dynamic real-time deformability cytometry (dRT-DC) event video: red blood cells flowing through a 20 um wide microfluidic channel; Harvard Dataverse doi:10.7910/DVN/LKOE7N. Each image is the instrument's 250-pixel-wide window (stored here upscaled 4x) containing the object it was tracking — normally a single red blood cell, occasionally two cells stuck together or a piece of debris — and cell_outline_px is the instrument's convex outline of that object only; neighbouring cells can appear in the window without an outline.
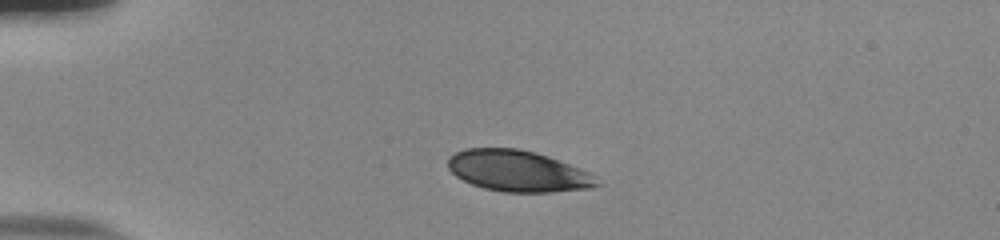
{"species": "human", "species_latin": "Homo sapiens", "temperature_condition": "room temperature", "stored_images_in_passage": 42, "camera_frame_rate_fps": 3000, "um_per_image_px": 0.085, "donor": {"sex": "male"}, "frame": {"image": 1, "passage_image": 1, "time_ms": 0.0, "image_size_px": [1000, 240], "cell_outline_px": [[604, 184], [592, 188], [552, 192], [504, 192], [484, 188], [472, 184], [456, 176], [448, 168], [448, 156], [456, 152], [468, 148], [516, 148], [536, 152], [548, 156], [580, 168], [596, 176]], "centroid_in_image_um": [44.06, 14.54], "position_along_channel_um": 40.9, "area_um2": 35.95}}
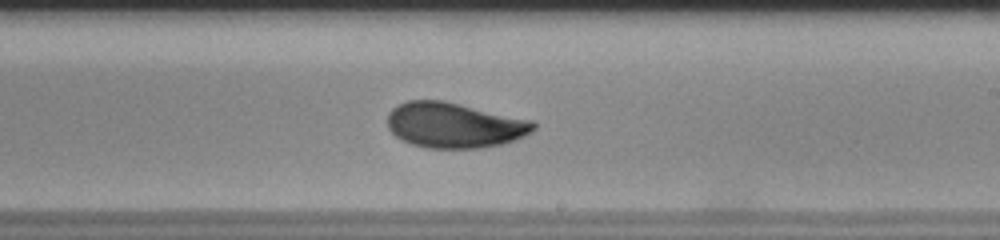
{"frame": {"image": 2, "passage_image": 21, "time_ms": 6.667, "image_size_px": [1000, 240], "cell_outline_px": [[536, 128], [532, 132], [516, 140], [504, 144], [480, 148], [428, 148], [412, 144], [396, 136], [388, 128], [388, 112], [392, 108], [408, 100], [444, 100], [532, 120], [536, 124]], "centroid_in_image_um": [38.64, 10.64], "position_along_channel_um": 250.4, "area_um2": 38.73}}
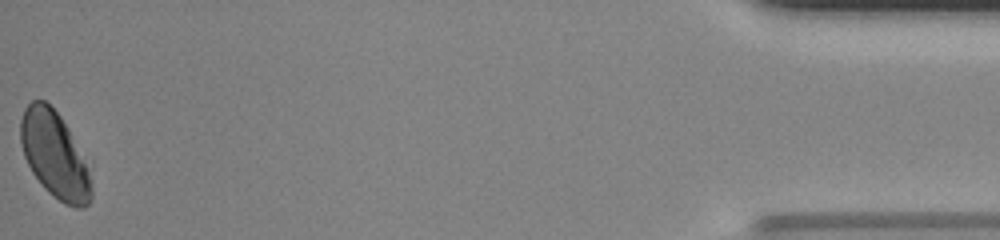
{"frame": {"image": 3, "passage_image": 42, "time_ms": 13.667, "image_size_px": [1000, 240], "cell_outline_px": [[92, 196], [88, 204], [84, 208], [76, 208], [64, 204], [48, 192], [44, 188], [32, 172], [24, 156], [20, 140], [20, 120], [24, 108], [32, 100], [44, 100], [60, 116], [88, 172], [92, 184]], "centroid_in_image_um": [4.59, 13.2], "position_along_channel_um": 430.6, "area_um2": 34.62}, "authors_computed_cell_mechanics": {"area_um2": 37.9746, "velocity_mm_per_s": 3.7798, "shape_relaxation_time_tau1_ms": 3.7946, "shape_relaxation_time_tau2_ms": null, "deformation_change_tau1": 0.1149, "deformation_change_tau2": null}}